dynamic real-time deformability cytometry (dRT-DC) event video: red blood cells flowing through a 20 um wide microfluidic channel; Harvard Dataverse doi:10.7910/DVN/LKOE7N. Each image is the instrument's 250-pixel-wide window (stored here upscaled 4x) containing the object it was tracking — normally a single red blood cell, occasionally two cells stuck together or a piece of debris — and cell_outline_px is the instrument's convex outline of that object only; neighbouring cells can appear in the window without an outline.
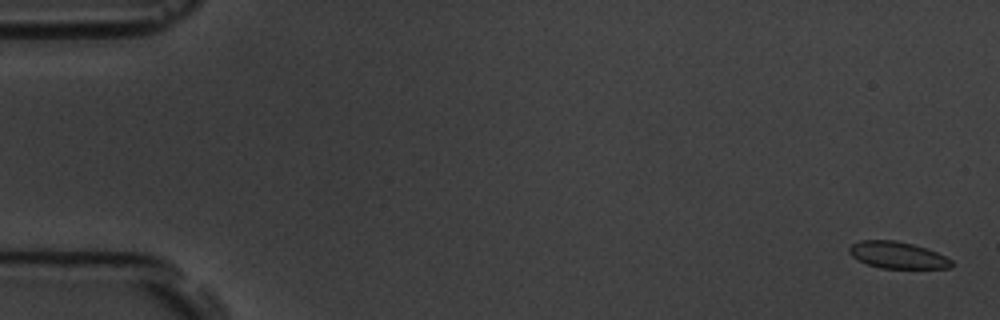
{"species": "common noctule bat (a hibernating species)", "species_latin": "Nyctalus noctula", "temperature_condition": "room temperature", "stored_images_in_passage": 10, "camera_frame_rate_fps": 3000, "um_per_image_px": 0.085, "animal": {"sex": "male", "body_mass_g": 19.5, "forearm_length_mm": 54.6}, "frame": {"image": 1, "passage_image": 1, "time_ms": 0.0, "image_size_px": [1000, 320], "cell_outline_px": [[952, 268], [880, 268], [868, 264], [852, 256], [848, 252], [848, 248], [852, 244], [860, 240], [896, 240], [912, 244], [936, 252], [952, 260]], "centroid_in_image_um": [76.27, 21.68], "position_along_channel_um": 8.7, "area_um2": 15.78}}
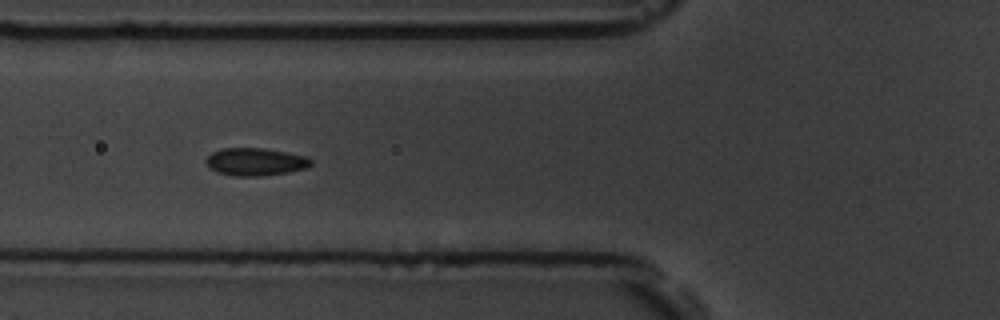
{"frame": {"image": 2, "passage_image": 7, "time_ms": 6.667, "image_size_px": [1000, 320], "cell_outline_px": [[312, 164], [308, 168], [288, 172], [260, 176], [232, 176], [216, 172], [208, 168], [204, 160], [212, 152], [224, 148], [264, 148], [308, 156], [312, 160]], "centroid_in_image_um": [21.7, 13.76], "position_along_channel_um": 104.1, "area_um2": 17.17}}
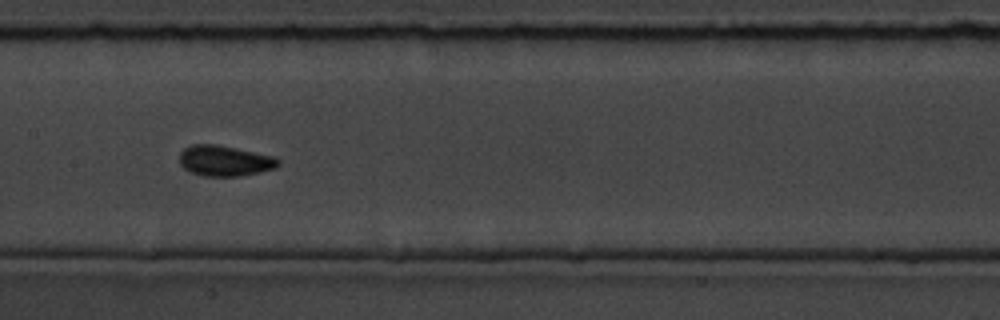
{"frame": {"image": 3, "passage_image": 9, "time_ms": 9.0, "image_size_px": [1000, 320], "cell_outline_px": [[280, 164], [276, 168], [260, 172], [240, 176], [204, 176], [192, 172], [184, 168], [180, 164], [180, 152], [184, 148], [192, 144], [216, 144], [276, 156], [280, 160]], "centroid_in_image_um": [19.13, 13.66], "position_along_channel_um": 188.3, "area_um2": 17.74}}